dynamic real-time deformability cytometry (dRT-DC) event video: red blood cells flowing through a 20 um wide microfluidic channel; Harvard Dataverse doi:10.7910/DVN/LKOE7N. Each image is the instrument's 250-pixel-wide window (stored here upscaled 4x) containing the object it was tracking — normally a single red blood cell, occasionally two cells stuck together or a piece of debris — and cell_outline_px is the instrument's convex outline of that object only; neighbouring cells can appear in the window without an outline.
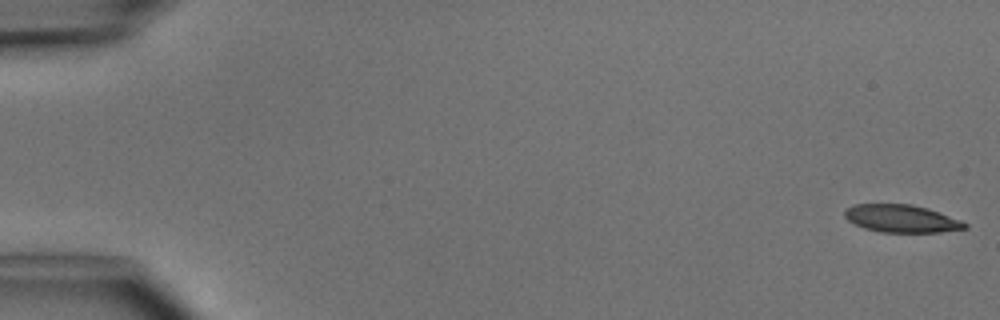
{"species": "common noctule bat (a hibernating species)", "species_latin": "Nyctalus noctula", "temperature_condition": "cold", "stored_images_in_passage": 5, "camera_frame_rate_fps": 3000, "um_per_image_px": 0.085, "animal": {"sex": "male", "body_mass_g": 15.6}, "frame": {"image": 1, "passage_image": 1, "time_ms": 0.0, "image_size_px": [1000, 320], "cell_outline_px": [[968, 228], [940, 232], [880, 232], [864, 228], [848, 220], [844, 216], [844, 212], [848, 208], [856, 204], [912, 204], [928, 208], [960, 220], [968, 224]], "centroid_in_image_um": [76.64, 18.58], "position_along_channel_um": 8.4, "area_um2": 19.25}}
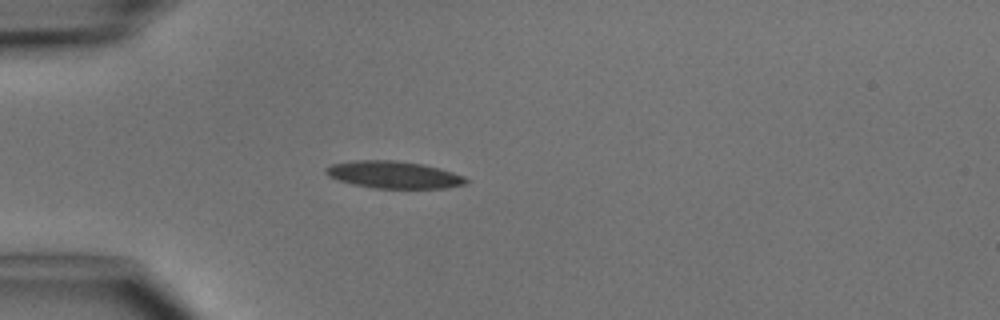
{"frame": {"image": 2, "passage_image": 5, "time_ms": 4.333, "image_size_px": [1000, 320], "cell_outline_px": [[468, 184], [444, 188], [376, 188], [352, 184], [328, 176], [324, 172], [324, 168], [332, 164], [352, 160], [396, 160], [420, 164], [440, 168], [464, 176], [468, 180]], "centroid_in_image_um": [33.46, 14.85], "position_along_channel_um": 51.5, "area_um2": 22.2}}